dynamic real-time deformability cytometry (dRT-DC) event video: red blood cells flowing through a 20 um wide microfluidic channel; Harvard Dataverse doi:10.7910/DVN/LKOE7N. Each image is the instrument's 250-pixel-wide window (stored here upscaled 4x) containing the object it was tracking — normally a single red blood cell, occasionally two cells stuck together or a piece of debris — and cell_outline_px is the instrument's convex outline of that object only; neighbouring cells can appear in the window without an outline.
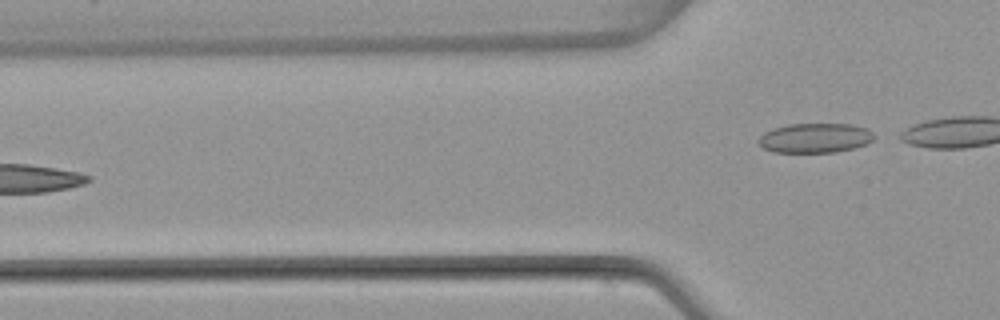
{"species": "common noctule bat (a hibernating species)", "species_latin": "Nyctalus noctula", "temperature_condition": "warm", "stored_images_in_passage": 3, "camera_frame_rate_fps": 3000, "um_per_image_px": 0.085, "animal": {"sex": "female", "body_mass_g": 22.7, "forearm_length_mm": 54.2}, "frame": {"image": 1, "passage_image": 3, "time_ms": 2.333, "image_size_px": [1000, 320], "cell_outline_px": [[880, 136], [868, 144], [856, 148], [836, 152], [772, 152], [764, 148], [756, 140], [764, 132], [772, 128], [788, 124], [852, 124], [868, 128]], "centroid_in_image_um": [69.36, 11.72], "position_along_channel_um": 56.4, "area_um2": 20.46}}